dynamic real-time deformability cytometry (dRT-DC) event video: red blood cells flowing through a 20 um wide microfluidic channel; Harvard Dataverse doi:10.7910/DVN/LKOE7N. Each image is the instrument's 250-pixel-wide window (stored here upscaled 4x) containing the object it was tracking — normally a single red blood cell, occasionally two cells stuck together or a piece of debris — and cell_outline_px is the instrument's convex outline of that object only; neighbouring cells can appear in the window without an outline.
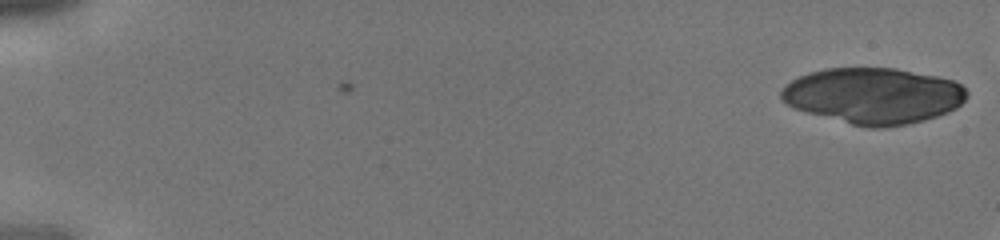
{"species": "human", "species_latin": "Homo sapiens", "temperature_condition": "cold", "stored_images_in_passage": 14, "camera_frame_rate_fps": 3000, "um_per_image_px": 0.085, "donor": {"sex": "male"}, "frame": {"image": 1, "passage_image": 1, "time_ms": 0.0, "image_size_px": [1000, 240], "cell_outline_px": [[968, 96], [956, 108], [948, 112], [924, 120], [908, 124], [884, 128], [868, 128], [852, 124], [808, 112], [796, 108], [788, 104], [780, 96], [780, 92], [784, 84], [808, 72], [824, 68], [896, 68], [936, 76], [952, 80], [960, 84], [968, 92]], "centroid_in_image_um": [74.24, 8.13], "position_along_channel_um": 10.8, "area_um2": 60.4}}